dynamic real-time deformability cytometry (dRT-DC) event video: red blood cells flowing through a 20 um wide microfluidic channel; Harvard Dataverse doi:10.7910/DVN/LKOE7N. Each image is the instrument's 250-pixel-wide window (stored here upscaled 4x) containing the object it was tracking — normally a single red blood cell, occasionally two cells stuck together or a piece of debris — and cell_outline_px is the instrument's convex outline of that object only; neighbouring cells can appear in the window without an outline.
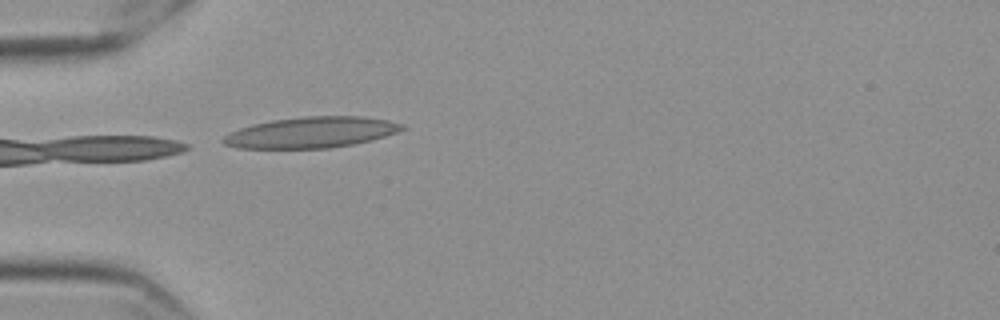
{"species": "Egyptian fruit bat (a non-hibernating species)", "species_latin": "Rousettus aegyptiacus", "temperature_condition": "cold", "stored_images_in_passage": 36, "camera_frame_rate_fps": 3000, "um_per_image_px": 0.085, "frame": {"image": 1, "passage_image": 1, "time_ms": 0.0, "image_size_px": [1000, 320], "cell_outline_px": [[408, 128], [372, 140], [352, 144], [328, 148], [236, 148], [224, 144], [220, 140], [224, 136], [240, 128], [252, 124], [272, 120], [304, 116], [364, 116], [388, 120], [404, 124]], "centroid_in_image_um": [26.47, 11.25], "position_along_channel_um": 58.5, "area_um2": 32.25}}
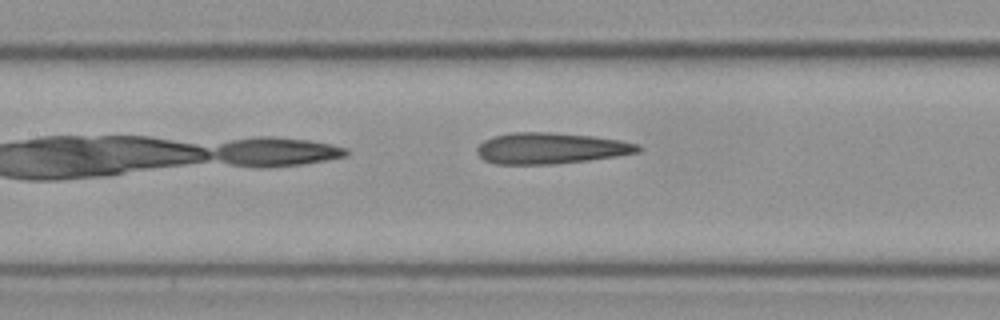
{"frame": {"image": 2, "passage_image": 10, "time_ms": 3.0, "image_size_px": [1000, 320], "cell_outline_px": [[640, 152], [616, 156], [588, 160], [552, 164], [496, 164], [484, 160], [476, 152], [476, 148], [484, 140], [492, 136], [512, 132], [548, 132], [592, 136], [620, 140], [640, 144]], "centroid_in_image_um": [46.79, 12.6], "position_along_channel_um": 160.6, "area_um2": 29.19}}
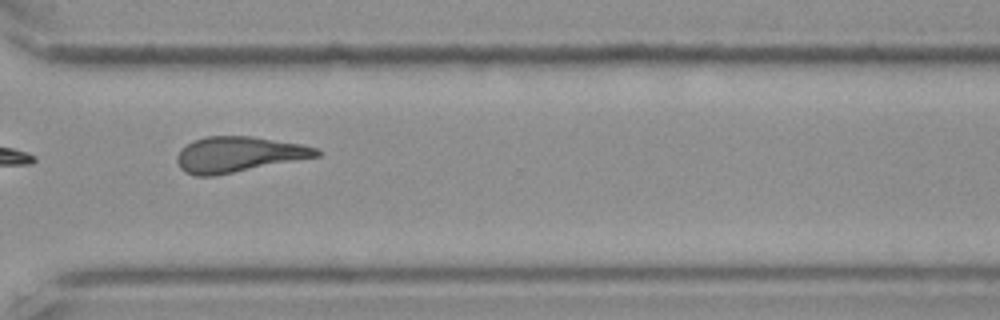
{"frame": {"image": 3, "passage_image": 26, "time_ms": 8.333, "image_size_px": [1000, 320], "cell_outline_px": [[320, 156], [216, 176], [196, 176], [184, 172], [180, 168], [176, 160], [176, 156], [180, 148], [192, 140], [204, 136], [252, 136], [300, 144], [316, 148], [320, 152]], "centroid_in_image_um": [20.21, 13.13], "position_along_channel_um": 350.4, "area_um2": 29.13}, "authors_computed_cell_mechanics": {"area_um2": 28.9, "velocity_mm_per_s": 3.5623, "shape_relaxation_time_tau1_ms": null, "shape_relaxation_time_tau2_ms": 3.7313, "deformation_change_tau1": null, "deformation_change_tau2": 0.1428}}